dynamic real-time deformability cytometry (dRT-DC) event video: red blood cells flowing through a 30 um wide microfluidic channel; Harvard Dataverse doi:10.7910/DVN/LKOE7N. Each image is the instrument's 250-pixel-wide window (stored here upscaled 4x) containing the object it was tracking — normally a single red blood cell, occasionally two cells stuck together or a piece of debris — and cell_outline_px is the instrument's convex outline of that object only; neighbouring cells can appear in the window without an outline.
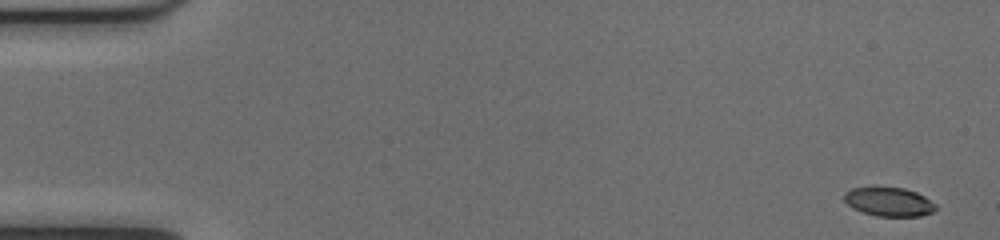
{"species": "common noctule bat (a hibernating species)", "species_latin": "Nyctalus noctula", "temperature_condition": "cold", "stored_images_in_passage": 51, "camera_frame_rate_fps": 3000, "um_per_image_px": 0.085, "animal": {"sex": "female", "body_mass_g": 17.0, "forearm_length_mm": 48.0}, "frame": {"image": 1, "passage_image": 1, "time_ms": 0.0, "image_size_px": [1000, 240], "cell_outline_px": [[936, 208], [932, 212], [920, 216], [876, 216], [852, 208], [844, 200], [844, 192], [852, 188], [904, 188], [916, 192], [924, 196], [936, 204]], "centroid_in_image_um": [75.56, 17.16], "position_along_channel_um": 9.4, "area_um2": 15.2}}
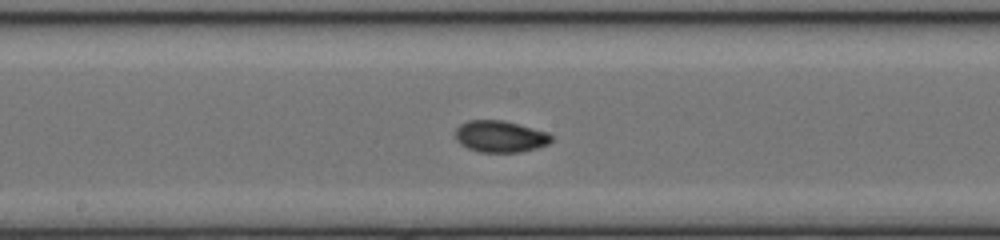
{"frame": {"image": 2, "passage_image": 27, "time_ms": 8.667, "image_size_px": [1000, 240], "cell_outline_px": [[552, 140], [548, 144], [536, 148], [520, 152], [480, 152], [468, 148], [460, 144], [456, 140], [456, 128], [460, 124], [468, 120], [504, 120], [548, 132], [552, 136]], "centroid_in_image_um": [42.51, 11.59], "position_along_channel_um": 205.7, "area_um2": 17.74}}
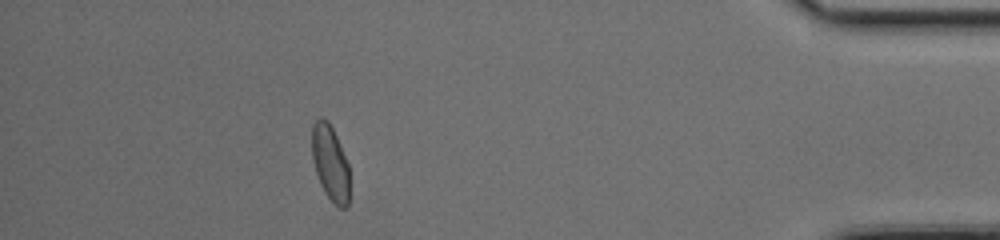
{"frame": {"image": 3, "passage_image": 46, "time_ms": 15.0, "image_size_px": [1000, 240], "cell_outline_px": [[348, 204], [344, 208], [340, 208], [324, 192], [320, 184], [312, 160], [312, 124], [320, 116], [328, 120], [336, 136], [348, 164]], "centroid_in_image_um": [28.04, 13.81], "position_along_channel_um": 407.2, "area_um2": 16.3}, "authors_computed_cell_mechanics": {"area_um2": 17.051, "velocity_mm_per_s": 3.9915, "shape_relaxation_time_tau1_ms": 2.753, "shape_relaxation_time_tau2_ms": 1.787, "deformation_change_tau1": 0.138, "deformation_change_tau2": 0.0548}}